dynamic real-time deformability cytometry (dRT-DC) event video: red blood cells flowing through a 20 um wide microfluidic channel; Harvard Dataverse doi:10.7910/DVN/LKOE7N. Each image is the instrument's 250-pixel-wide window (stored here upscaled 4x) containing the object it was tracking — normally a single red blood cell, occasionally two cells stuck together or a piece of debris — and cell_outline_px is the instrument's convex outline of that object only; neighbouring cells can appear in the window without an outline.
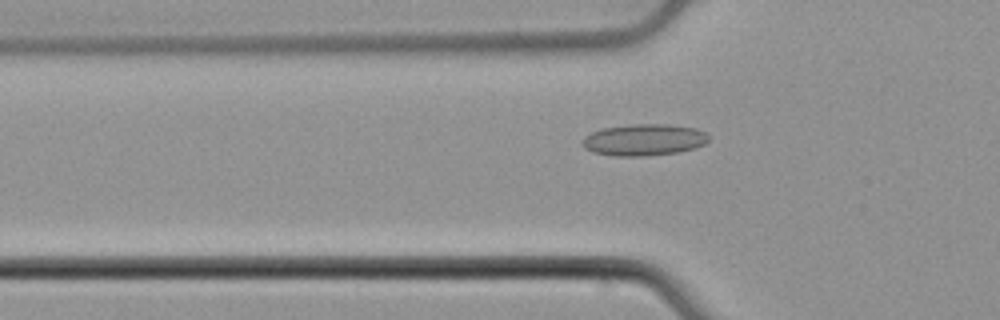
{"species": "common noctule bat (a hibernating species)", "species_latin": "Nyctalus noctula", "temperature_condition": "cold", "stored_images_in_passage": 53, "camera_frame_rate_fps": 3000, "um_per_image_px": 0.085, "animal": {"sex": "male", "body_mass_g": 21.5, "forearm_length_mm": 52.0}, "frame": {"image": 1, "passage_image": 17, "time_ms": 5.333, "image_size_px": [1000, 320], "cell_outline_px": [[708, 140], [704, 144], [680, 152], [644, 156], [612, 156], [592, 152], [584, 148], [580, 144], [580, 140], [584, 136], [600, 128], [632, 124], [668, 124], [696, 128], [704, 132], [708, 136]], "centroid_in_image_um": [54.66, 11.88], "position_along_channel_um": 71.1, "area_um2": 23.52}}
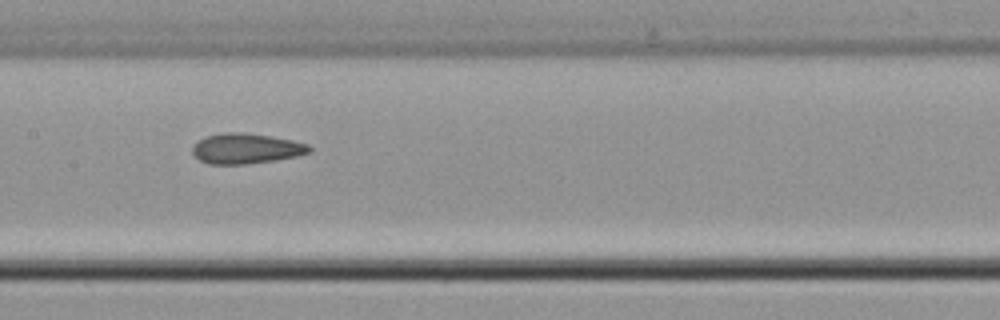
{"frame": {"image": 2, "passage_image": 26, "time_ms": 8.333, "image_size_px": [1000, 320], "cell_outline_px": [[312, 152], [296, 156], [272, 160], [244, 164], [208, 164], [200, 160], [192, 152], [192, 148], [204, 136], [224, 132], [240, 132], [268, 136], [292, 140], [308, 144], [312, 148]], "centroid_in_image_um": [20.92, 12.62], "position_along_channel_um": 186.5, "area_um2": 20.4}}
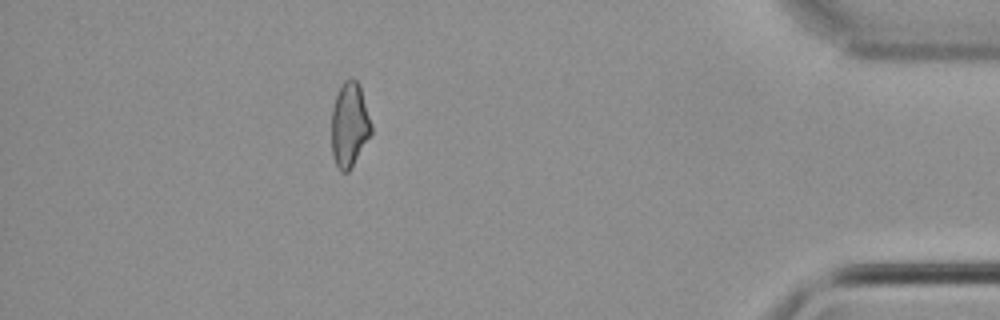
{"frame": {"image": 3, "passage_image": 47, "time_ms": 15.333, "image_size_px": [1000, 320], "cell_outline_px": [[372, 132], [348, 172], [340, 172], [332, 156], [332, 108], [336, 96], [344, 80], [352, 76], [356, 80], [360, 88], [372, 124]], "centroid_in_image_um": [29.69, 10.6], "position_along_channel_um": 405.5, "area_um2": 19.36}, "authors_computed_cell_mechanics": {"area_um2": 20.8658, "velocity_mm_per_s": 3.8338, "shape_relaxation_time_tau1_ms": null, "shape_relaxation_time_tau2_ms": 1.9229, "deformation_change_tau1": null, "deformation_change_tau2": 0.1022}}